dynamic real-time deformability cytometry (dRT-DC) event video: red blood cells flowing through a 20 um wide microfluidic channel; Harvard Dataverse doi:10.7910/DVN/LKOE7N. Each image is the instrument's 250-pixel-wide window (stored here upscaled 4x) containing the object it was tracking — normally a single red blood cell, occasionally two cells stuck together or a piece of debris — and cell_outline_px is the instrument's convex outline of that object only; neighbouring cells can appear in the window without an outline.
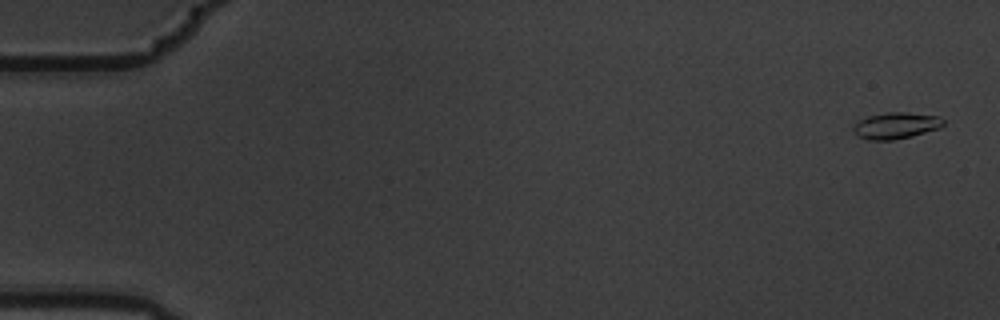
{"species": "common noctule bat (a hibernating species)", "species_latin": "Nyctalus noctula", "temperature_condition": "warm", "stored_images_in_passage": 6, "camera_frame_rate_fps": 3000, "um_per_image_px": 0.085, "animal": {"sex": "male", "body_mass_g": 19.5, "forearm_length_mm": 54.6}, "frame": {"image": 1, "passage_image": 1, "time_ms": 0.0, "image_size_px": [1000, 320], "cell_outline_px": [[944, 124], [940, 128], [912, 136], [892, 140], [868, 140], [856, 136], [852, 132], [852, 124], [868, 116], [888, 112], [908, 112], [940, 116], [944, 120]], "centroid_in_image_um": [76.13, 10.67], "position_along_channel_um": 8.9, "area_um2": 14.1}}
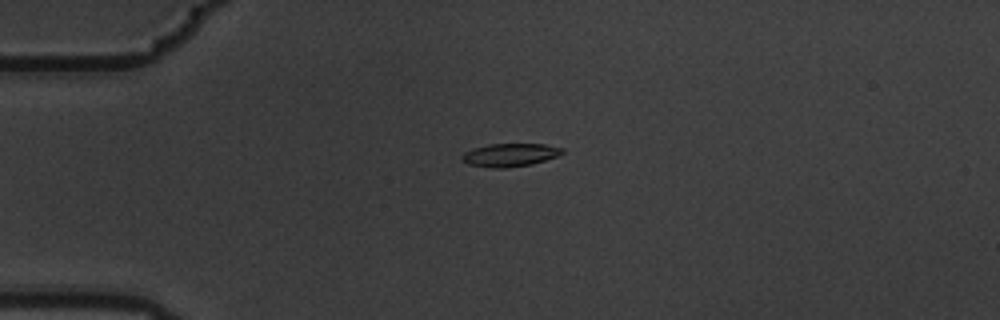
{"frame": {"image": 2, "passage_image": 4, "time_ms": 1.0, "image_size_px": [1000, 320], "cell_outline_px": [[564, 152], [556, 156], [532, 164], [504, 168], [492, 168], [468, 164], [460, 160], [460, 156], [464, 152], [488, 144], [544, 144], [564, 148]], "centroid_in_image_um": [43.32, 13.17], "position_along_channel_um": 41.7, "area_um2": 13.47}}
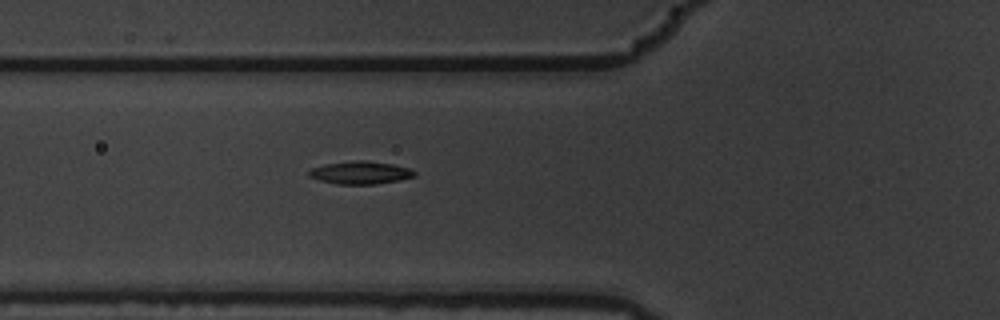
{"frame": {"image": 3, "passage_image": 6, "time_ms": 1.667, "image_size_px": [1000, 320], "cell_outline_px": [[416, 176], [400, 180], [376, 184], [336, 184], [320, 180], [308, 176], [308, 172], [312, 168], [324, 164], [356, 160], [364, 160], [392, 164], [408, 168], [416, 172]], "centroid_in_image_um": [30.63, 14.68], "position_along_channel_um": 95.2, "area_um2": 13.99}}